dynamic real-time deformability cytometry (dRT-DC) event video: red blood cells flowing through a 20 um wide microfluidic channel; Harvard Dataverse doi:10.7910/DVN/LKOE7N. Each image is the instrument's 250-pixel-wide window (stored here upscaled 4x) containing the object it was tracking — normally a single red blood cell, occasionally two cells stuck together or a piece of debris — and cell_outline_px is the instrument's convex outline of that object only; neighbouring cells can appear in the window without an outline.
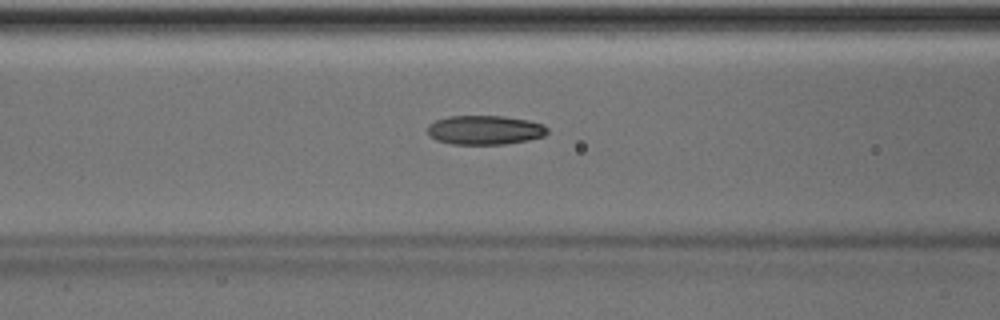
{"species": "Egyptian fruit bat (a non-hibernating species)", "species_latin": "Rousettus aegyptiacus", "temperature_condition": "room temperature", "stored_images_in_passage": 37, "camera_frame_rate_fps": 3000, "um_per_image_px": 0.085, "animal": {"sex": "male"}, "frame": {"image": 1, "passage_image": 7, "time_ms": 2.0, "image_size_px": [1000, 320], "cell_outline_px": [[548, 132], [544, 136], [528, 140], [504, 144], [452, 144], [436, 140], [428, 136], [428, 124], [436, 120], [448, 116], [504, 116], [528, 120], [544, 124], [548, 128]], "centroid_in_image_um": [41.21, 11.05], "position_along_channel_um": 125.4, "area_um2": 20.52}}
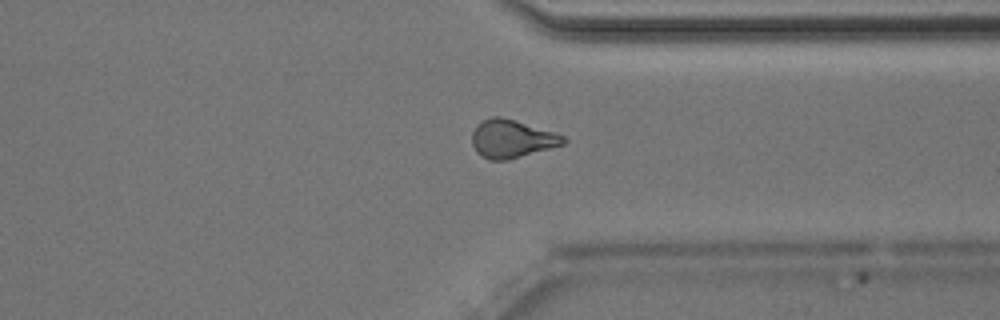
{"frame": {"image": 2, "passage_image": 25, "time_ms": 8.0, "image_size_px": [1000, 320], "cell_outline_px": [[568, 140], [564, 144], [508, 160], [488, 160], [480, 156], [476, 152], [472, 144], [472, 132], [476, 124], [492, 116], [500, 116], [556, 132], [564, 136]], "centroid_in_image_um": [43.49, 11.8], "position_along_channel_um": 367.9, "area_um2": 20.4}}
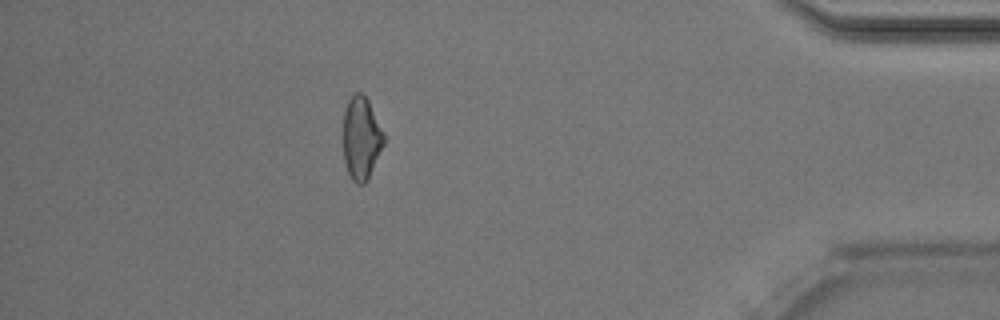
{"frame": {"image": 3, "passage_image": 31, "time_ms": 10.0, "image_size_px": [1000, 320], "cell_outline_px": [[384, 144], [364, 184], [356, 184], [352, 180], [348, 172], [344, 160], [344, 112], [348, 100], [356, 92], [364, 92], [384, 132]], "centroid_in_image_um": [30.71, 11.71], "position_along_channel_um": 404.5, "area_um2": 19.36}, "authors_computed_cell_mechanics": {"area_um2": 20.1144, "velocity_mm_per_s": 4.049, "shape_relaxation_time_tau1_ms": 9.2497, "shape_relaxation_time_tau2_ms": 3.5892, "deformation_change_tau1": 0.2089, "deformation_change_tau2": 0.1109}}